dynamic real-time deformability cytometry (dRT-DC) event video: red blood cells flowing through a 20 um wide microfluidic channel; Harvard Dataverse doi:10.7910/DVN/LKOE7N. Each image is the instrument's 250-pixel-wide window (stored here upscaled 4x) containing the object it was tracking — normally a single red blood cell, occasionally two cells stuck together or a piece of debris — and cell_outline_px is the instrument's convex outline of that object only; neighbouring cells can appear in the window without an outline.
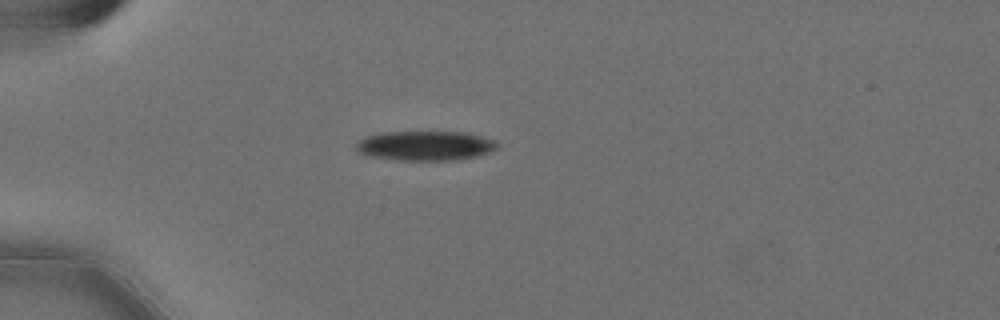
{"species": "Egyptian fruit bat (a non-hibernating species)", "species_latin": "Rousettus aegyptiacus", "temperature_condition": "cold", "stored_images_in_passage": 35, "camera_frame_rate_fps": 3000, "um_per_image_px": 0.085, "animal": {"sex": "female"}, "frame": {"image": 1, "passage_image": 1, "time_ms": 0.0, "image_size_px": [1000, 320], "cell_outline_px": [[500, 144], [496, 148], [488, 152], [476, 156], [452, 160], [396, 160], [372, 156], [360, 152], [356, 148], [356, 140], [364, 136], [380, 132], [464, 132], [496, 140]], "centroid_in_image_um": [36.12, 12.37], "position_along_channel_um": 48.9, "area_um2": 24.33}}
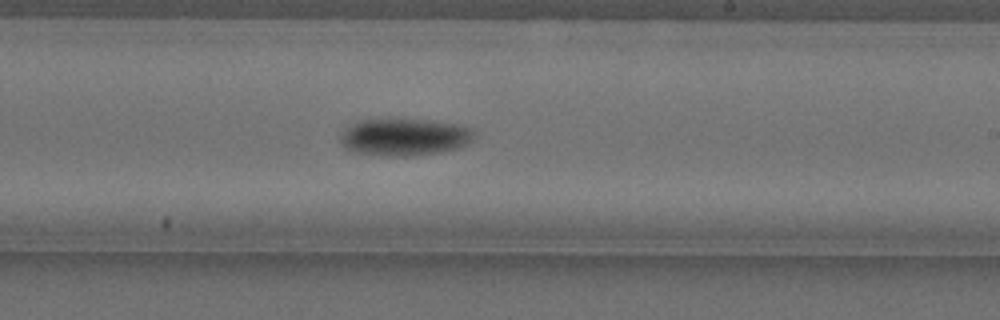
{"frame": {"image": 2, "passage_image": 20, "time_ms": 6.333, "image_size_px": [1000, 320], "cell_outline_px": [[472, 140], [456, 148], [440, 152], [408, 156], [392, 156], [352, 152], [344, 148], [340, 144], [340, 136], [352, 124], [360, 120], [388, 116], [432, 120], [456, 124], [472, 128]], "centroid_in_image_um": [34.31, 11.6], "position_along_channel_um": 254.7, "area_um2": 29.59}}
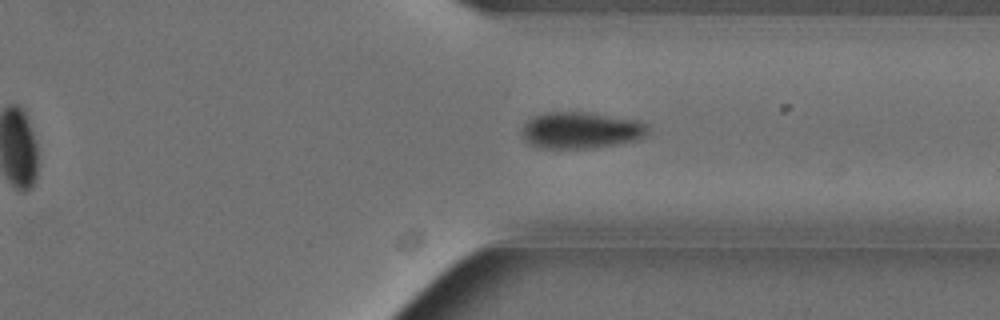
{"frame": {"image": 3, "passage_image": 29, "time_ms": 9.333, "image_size_px": [1000, 320], "cell_outline_px": [[648, 132], [644, 136], [636, 140], [588, 148], [540, 148], [528, 144], [524, 140], [524, 124], [528, 120], [544, 112], [584, 112], [636, 120], [648, 124]], "centroid_in_image_um": [49.36, 11.07], "position_along_channel_um": 362.0, "area_um2": 26.41}, "authors_computed_cell_mechanics": {"area_um2": 27.3972, "velocity_mm_per_s": 3.5739, "shape_relaxation_time_tau1_ms": 4.4863, "shape_relaxation_time_tau2_ms": null, "deformation_change_tau1": 0.1481, "deformation_change_tau2": null}}